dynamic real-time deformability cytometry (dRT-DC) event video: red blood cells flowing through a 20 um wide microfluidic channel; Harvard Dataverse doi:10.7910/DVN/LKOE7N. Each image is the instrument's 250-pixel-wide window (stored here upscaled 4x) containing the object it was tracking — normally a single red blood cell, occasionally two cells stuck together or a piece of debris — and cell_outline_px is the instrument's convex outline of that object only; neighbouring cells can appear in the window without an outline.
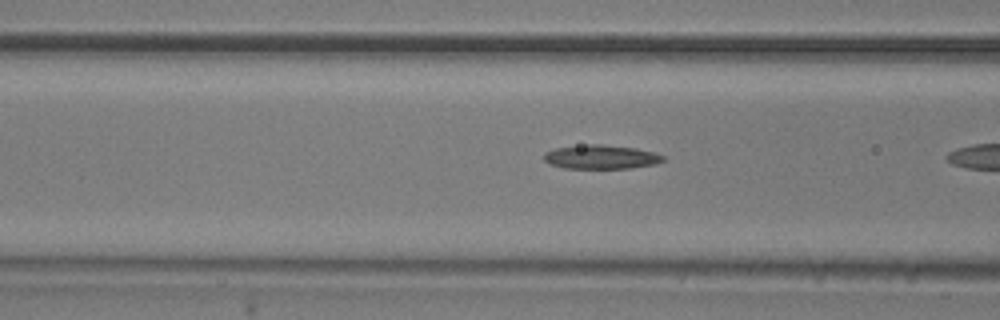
{"species": "common noctule bat (a hibernating species)", "species_latin": "Nyctalus noctula", "temperature_condition": "room temperature", "stored_images_in_passage": 12, "camera_frame_rate_fps": 3000, "um_per_image_px": 0.085, "animal": {"sex": "male", "body_mass_g": 20.5, "forearm_length_mm": 52.5}, "frame": {"image": 1, "passage_image": 7, "time_ms": 2.0, "image_size_px": [1000, 320], "cell_outline_px": [[664, 160], [656, 164], [632, 168], [564, 168], [548, 164], [544, 160], [544, 152], [556, 148], [588, 144], [600, 144], [636, 148], [652, 152], [664, 156]], "centroid_in_image_um": [51.07, 13.34], "position_along_channel_um": 115.5, "area_um2": 16.65}}
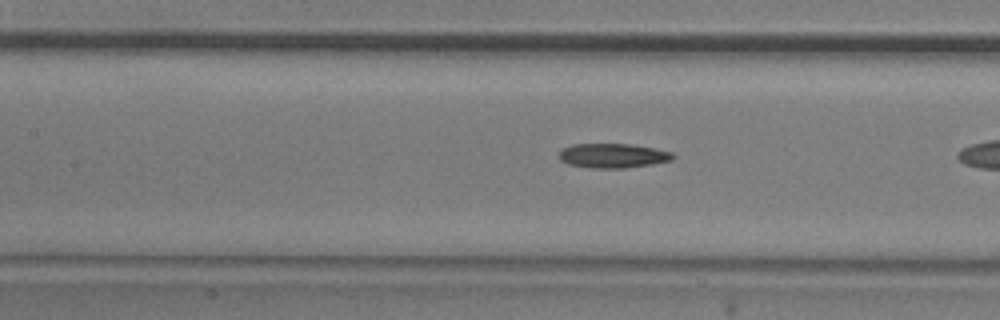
{"frame": {"image": 2, "passage_image": 10, "time_ms": 3.0, "image_size_px": [1000, 320], "cell_outline_px": [[676, 156], [672, 160], [652, 164], [624, 168], [592, 168], [568, 164], [560, 160], [556, 156], [564, 148], [572, 144], [628, 144], [652, 148], [672, 152]], "centroid_in_image_um": [52.07, 13.24], "position_along_channel_um": 155.3, "area_um2": 16.18}}